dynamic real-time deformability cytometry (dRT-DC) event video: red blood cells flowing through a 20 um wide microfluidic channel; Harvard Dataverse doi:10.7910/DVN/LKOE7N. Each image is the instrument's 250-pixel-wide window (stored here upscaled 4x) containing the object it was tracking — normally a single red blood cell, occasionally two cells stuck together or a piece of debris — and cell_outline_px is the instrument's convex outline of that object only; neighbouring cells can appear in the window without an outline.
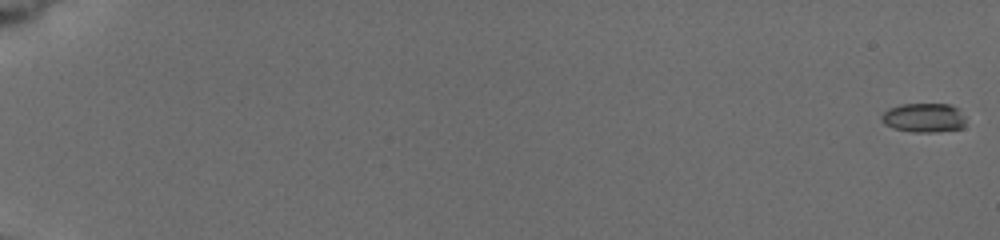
{"species": "common noctule bat (a hibernating species)", "species_latin": "Nyctalus noctula", "temperature_condition": "cold", "stored_images_in_passage": 8, "camera_frame_rate_fps": 3000, "um_per_image_px": 0.085, "animal": {"sex": "female", "body_mass_g": 19.5, "forearm_length_mm": 54.1}, "frame": {"image": 1, "passage_image": 1, "time_ms": 0.0, "image_size_px": [1000, 240], "cell_outline_px": [[964, 128], [932, 132], [912, 132], [896, 128], [884, 124], [880, 120], [880, 116], [888, 108], [900, 104], [952, 104], [960, 108], [964, 116]], "centroid_in_image_um": [78.54, 9.99], "position_along_channel_um": 6.5, "area_um2": 14.51}}
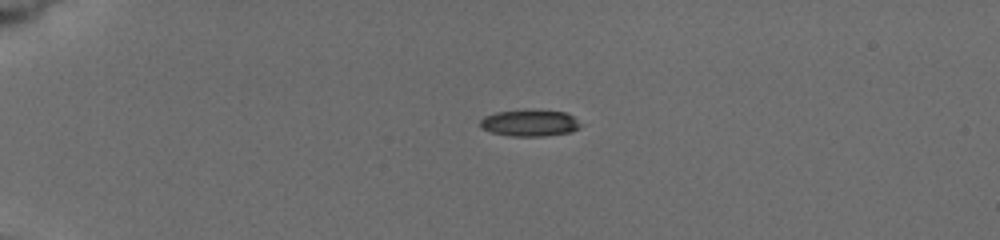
{"frame": {"image": 2, "passage_image": 5, "time_ms": 5.0, "image_size_px": [1000, 240], "cell_outline_px": [[580, 128], [572, 132], [544, 136], [512, 136], [492, 132], [480, 128], [480, 120], [484, 116], [496, 112], [532, 108], [568, 112], [580, 124]], "centroid_in_image_um": [45.03, 10.43], "position_along_channel_um": 40.0, "area_um2": 15.95}}
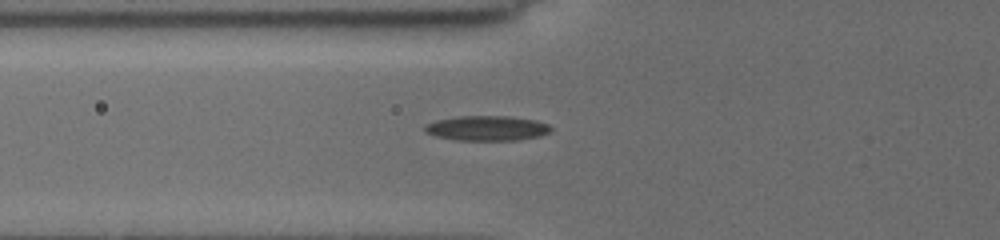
{"frame": {"image": 3, "passage_image": 8, "time_ms": 7.667, "image_size_px": [1000, 240], "cell_outline_px": [[552, 132], [540, 136], [516, 140], [456, 140], [436, 136], [424, 132], [424, 124], [436, 120], [456, 116], [512, 116], [536, 120], [548, 124], [552, 128]], "centroid_in_image_um": [41.39, 10.89], "position_along_channel_um": 84.4, "area_um2": 18.55}}